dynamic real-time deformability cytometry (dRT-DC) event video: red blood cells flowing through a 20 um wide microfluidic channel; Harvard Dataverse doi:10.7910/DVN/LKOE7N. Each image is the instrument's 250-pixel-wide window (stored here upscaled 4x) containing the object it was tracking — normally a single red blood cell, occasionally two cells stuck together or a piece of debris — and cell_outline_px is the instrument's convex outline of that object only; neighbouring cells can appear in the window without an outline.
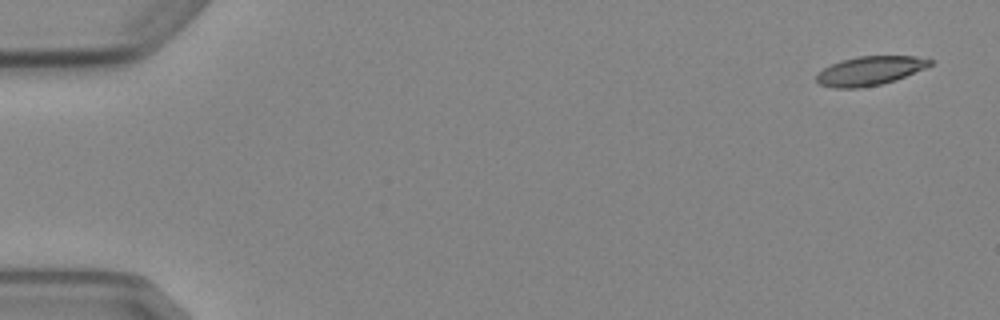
{"species": "Egyptian fruit bat (a non-hibernating species)", "species_latin": "Rousettus aegyptiacus", "temperature_condition": "cold", "stored_images_in_passage": 4, "camera_frame_rate_fps": 3000, "um_per_image_px": 0.085, "animal": {"sex": "female"}, "frame": {"image": 1, "passage_image": 1, "time_ms": 0.0, "image_size_px": [1000, 320], "cell_outline_px": [[932, 64], [924, 68], [896, 80], [880, 84], [860, 88], [832, 88], [820, 84], [816, 80], [816, 72], [840, 60], [860, 56], [916, 56], [932, 60]], "centroid_in_image_um": [73.9, 6.02], "position_along_channel_um": 11.1, "area_um2": 19.13}}